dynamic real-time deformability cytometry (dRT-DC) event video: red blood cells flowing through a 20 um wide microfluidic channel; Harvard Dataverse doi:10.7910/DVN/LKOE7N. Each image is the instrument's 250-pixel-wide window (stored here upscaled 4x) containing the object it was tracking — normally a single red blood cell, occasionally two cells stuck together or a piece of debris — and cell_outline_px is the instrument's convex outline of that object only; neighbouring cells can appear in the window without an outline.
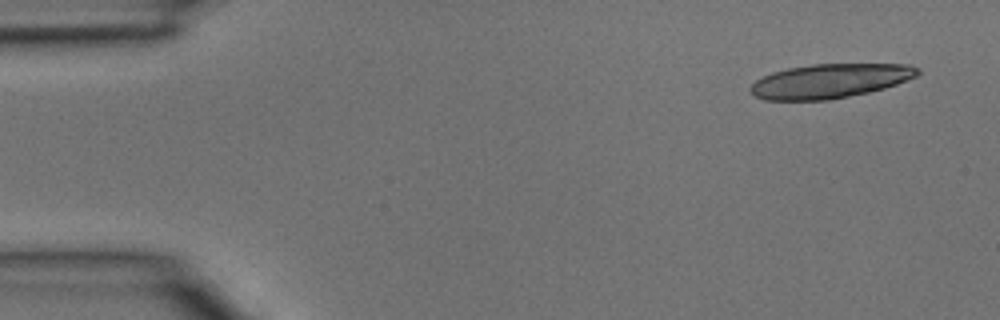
{"species": "common noctule bat (a hibernating species)", "species_latin": "Nyctalus noctula", "temperature_condition": "room temperature", "stored_images_in_passage": 4, "camera_frame_rate_fps": 3000, "um_per_image_px": 0.085, "animal": {"sex": "male", "body_mass_g": 15.6}, "frame": {"image": 1, "passage_image": 1, "time_ms": 0.0, "image_size_px": [1000, 320], "cell_outline_px": [[920, 72], [916, 76], [896, 84], [884, 88], [868, 92], [828, 100], [764, 100], [756, 96], [748, 88], [756, 80], [772, 72], [788, 68], [812, 64], [912, 64], [920, 68]], "centroid_in_image_um": [70.55, 6.87], "position_along_channel_um": 14.4, "area_um2": 33.29}}